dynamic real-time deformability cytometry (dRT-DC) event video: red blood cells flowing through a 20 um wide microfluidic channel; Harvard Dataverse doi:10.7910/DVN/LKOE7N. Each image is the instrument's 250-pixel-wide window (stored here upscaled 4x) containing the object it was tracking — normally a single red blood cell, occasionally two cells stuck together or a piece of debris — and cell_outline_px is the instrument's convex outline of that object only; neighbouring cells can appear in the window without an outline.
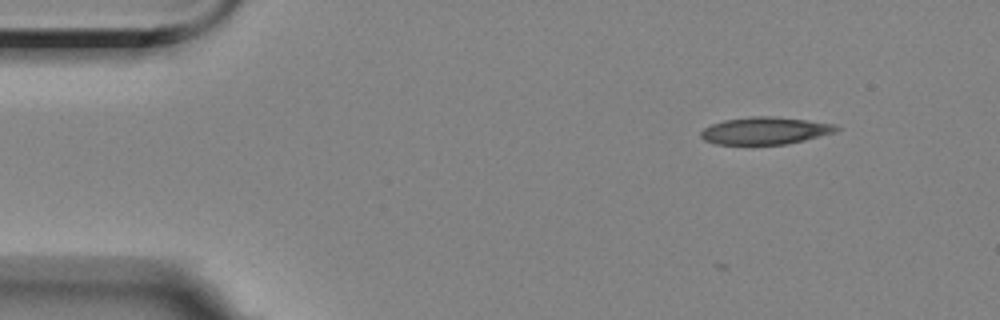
{"species": "Egyptian fruit bat (a non-hibernating species)", "species_latin": "Rousettus aegyptiacus", "temperature_condition": "room temperature", "stored_images_in_passage": 3, "segment_of_instrument_passage": [1, 2], "camera_frame_rate_fps": 3000, "um_per_image_px": 0.085, "animal": {"sex": "female"}, "frame": {"image": 1, "passage_image": 1, "time_ms": 0.0, "image_size_px": [1000, 320], "cell_outline_px": [[840, 128], [836, 132], [804, 140], [784, 144], [716, 144], [704, 140], [700, 136], [700, 132], [704, 128], [712, 124], [724, 120], [752, 116], [772, 116], [808, 120], [836, 124]], "centroid_in_image_um": [65.04, 11.1], "position_along_channel_um": 20.0, "area_um2": 21.5}}